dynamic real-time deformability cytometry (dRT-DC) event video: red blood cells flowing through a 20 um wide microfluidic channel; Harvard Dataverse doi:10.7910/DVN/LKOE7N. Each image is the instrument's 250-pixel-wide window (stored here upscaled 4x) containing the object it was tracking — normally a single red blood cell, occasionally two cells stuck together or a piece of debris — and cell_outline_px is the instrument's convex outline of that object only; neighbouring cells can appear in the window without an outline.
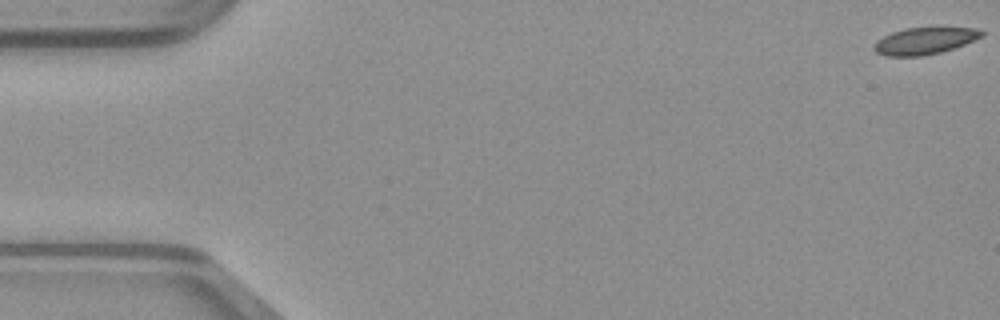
{"species": "common noctule bat (a hibernating species)", "species_latin": "Nyctalus noctula", "temperature_condition": "warm", "stored_images_in_passage": 50, "camera_frame_rate_fps": 3000, "um_per_image_px": 0.085, "animal": {"sex": "male", "body_mass_g": 23.1, "forearm_length_mm": 52.7}, "frame": {"image": 1, "passage_image": 1, "time_ms": 0.0, "image_size_px": [1000, 320], "cell_outline_px": [[984, 36], [964, 44], [940, 52], [920, 56], [884, 56], [876, 52], [872, 48], [876, 40], [892, 32], [904, 28], [976, 28], [984, 32]], "centroid_in_image_um": [78.55, 3.48], "position_along_channel_um": 6.4, "area_um2": 16.7}}
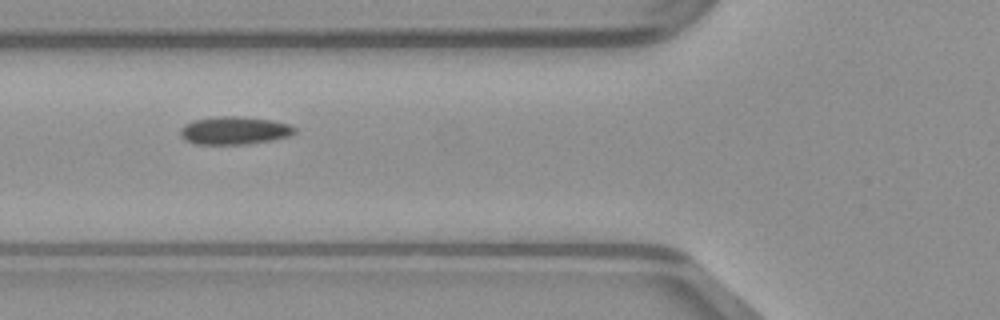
{"frame": {"image": 2, "passage_image": 19, "time_ms": 6.0, "image_size_px": [1000, 320], "cell_outline_px": [[296, 132], [288, 136], [272, 140], [248, 144], [192, 144], [184, 140], [180, 136], [180, 128], [184, 124], [196, 120], [216, 116], [236, 116], [272, 120], [288, 124], [296, 128]], "centroid_in_image_um": [19.89, 11.1], "position_along_channel_um": 105.9, "area_um2": 18.67}}
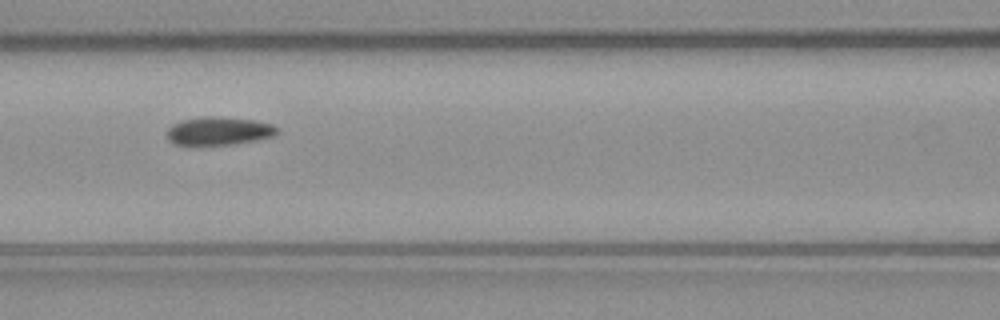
{"frame": {"image": 3, "passage_image": 22, "time_ms": 7.0, "image_size_px": [1000, 320], "cell_outline_px": [[280, 132], [272, 136], [260, 140], [232, 144], [196, 148], [188, 148], [172, 144], [168, 140], [168, 128], [172, 124], [180, 120], [204, 116], [212, 116], [256, 120], [272, 124], [280, 128]], "centroid_in_image_um": [18.55, 11.18], "position_along_channel_um": 148.0, "area_um2": 19.19}}